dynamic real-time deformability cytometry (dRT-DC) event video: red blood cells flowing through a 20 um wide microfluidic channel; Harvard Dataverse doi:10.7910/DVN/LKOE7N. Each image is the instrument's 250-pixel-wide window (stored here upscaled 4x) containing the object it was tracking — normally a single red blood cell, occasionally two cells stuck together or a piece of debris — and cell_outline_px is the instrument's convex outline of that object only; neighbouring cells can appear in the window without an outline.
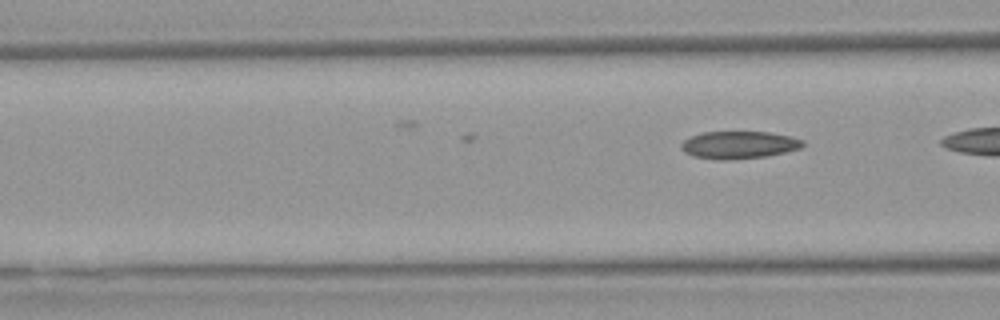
{"species": "Egyptian fruit bat (a non-hibernating species)", "species_latin": "Rousettus aegyptiacus", "temperature_condition": "warm", "stored_images_in_passage": 4, "camera_frame_rate_fps": 3000, "um_per_image_px": 0.085, "animal": {"sex": "female"}, "frame": {"image": 1, "passage_image": 4, "time_ms": 1.0, "image_size_px": [1000, 320], "cell_outline_px": [[804, 144], [800, 148], [768, 156], [728, 160], [716, 160], [692, 156], [684, 152], [680, 148], [680, 144], [684, 140], [692, 136], [704, 132], [768, 132], [788, 136], [804, 140]], "centroid_in_image_um": [62.77, 12.33], "position_along_channel_um": 103.8, "area_um2": 19.48}}